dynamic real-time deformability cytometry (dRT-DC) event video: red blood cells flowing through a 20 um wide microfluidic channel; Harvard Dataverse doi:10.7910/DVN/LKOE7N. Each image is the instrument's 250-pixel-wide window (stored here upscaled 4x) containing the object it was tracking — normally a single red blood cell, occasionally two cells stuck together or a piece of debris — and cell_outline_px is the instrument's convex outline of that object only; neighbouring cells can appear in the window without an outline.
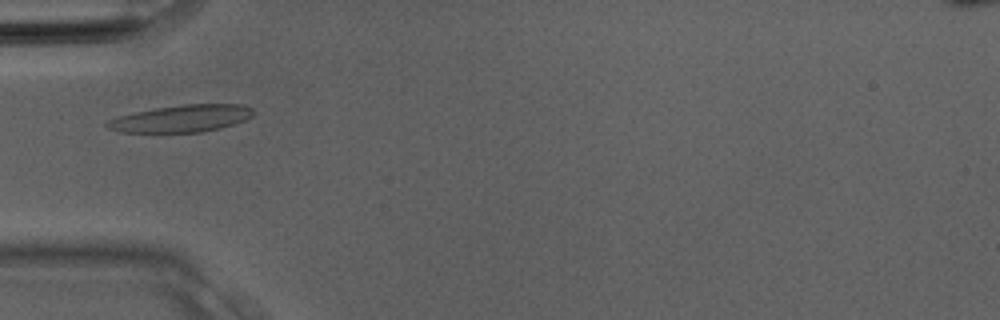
{"species": "Egyptian fruit bat (a non-hibernating species)", "species_latin": "Rousettus aegyptiacus", "temperature_condition": "room temperature", "stored_images_in_passage": 1, "camera_frame_rate_fps": 3000, "um_per_image_px": 0.085, "animal": {"sex": "male"}, "frame": {"image": 1, "passage_image": 1, "time_ms": 0.0, "image_size_px": [1000, 320], "cell_outline_px": [[252, 116], [244, 120], [220, 128], [200, 132], [120, 132], [108, 128], [104, 124], [108, 120], [120, 116], [136, 112], [156, 108], [184, 104], [244, 104], [252, 108]], "centroid_in_image_um": [15.42, 10.07], "position_along_channel_um": 69.6, "area_um2": 22.83}}